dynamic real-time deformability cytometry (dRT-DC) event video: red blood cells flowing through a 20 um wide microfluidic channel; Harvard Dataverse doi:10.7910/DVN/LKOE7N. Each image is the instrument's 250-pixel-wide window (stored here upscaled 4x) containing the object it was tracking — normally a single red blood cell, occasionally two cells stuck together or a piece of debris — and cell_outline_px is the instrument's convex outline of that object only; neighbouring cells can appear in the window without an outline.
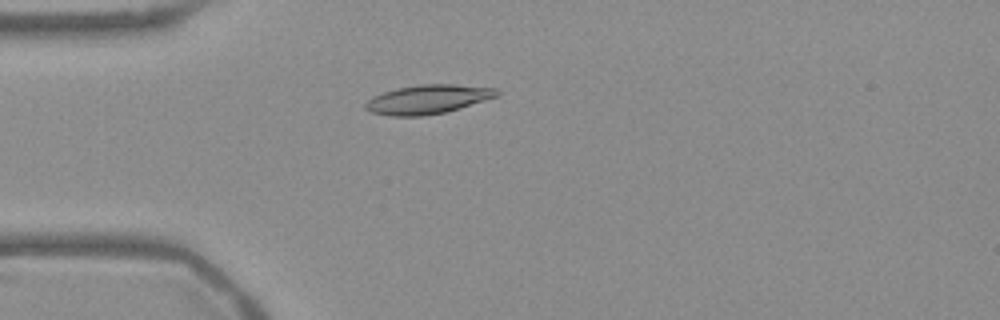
{"species": "Egyptian fruit bat (a non-hibernating species)", "species_latin": "Rousettus aegyptiacus", "temperature_condition": "warm", "stored_images_in_passage": 54, "camera_frame_rate_fps": 3000, "um_per_image_px": 0.085, "frame": {"image": 1, "passage_image": 15, "time_ms": 4.667, "image_size_px": [1000, 320], "cell_outline_px": [[500, 96], [460, 108], [444, 112], [420, 116], [392, 116], [368, 112], [364, 108], [364, 104], [372, 96], [396, 88], [420, 84], [456, 84], [496, 88], [500, 92]], "centroid_in_image_um": [36.37, 8.44], "position_along_channel_um": 48.6, "area_um2": 22.43}}
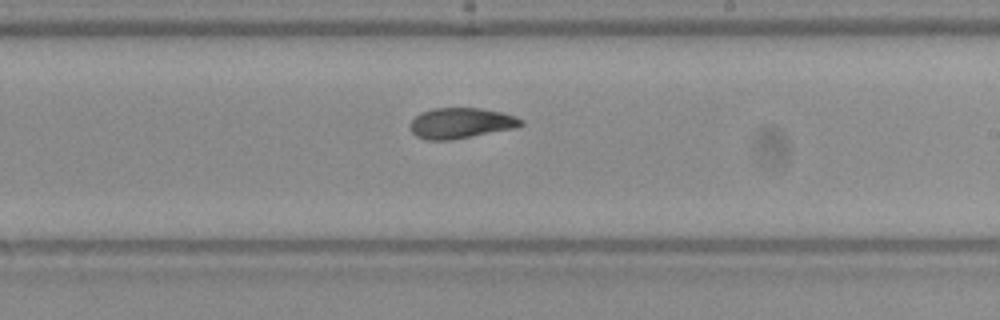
{"frame": {"image": 2, "passage_image": 32, "time_ms": 10.333, "image_size_px": [1000, 320], "cell_outline_px": [[524, 124], [516, 128], [452, 140], [424, 140], [416, 136], [408, 128], [408, 124], [420, 112], [432, 108], [480, 108], [500, 112], [524, 120]], "centroid_in_image_um": [39.13, 10.47], "position_along_channel_um": 249.9, "area_um2": 19.94}}
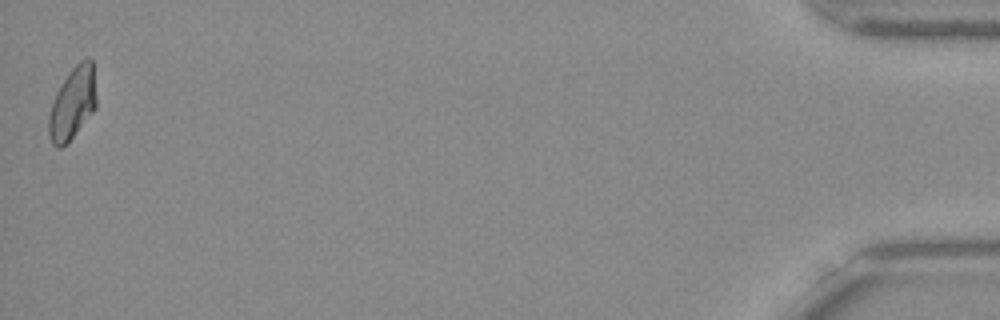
{"frame": {"image": 3, "passage_image": 54, "time_ms": 17.667, "image_size_px": [1000, 320], "cell_outline_px": [[96, 108], [72, 136], [60, 148], [56, 148], [52, 144], [48, 132], [48, 116], [56, 92], [72, 68], [80, 60], [88, 56], [92, 60], [96, 96]], "centroid_in_image_um": [6.16, 8.75], "position_along_channel_um": 429.0, "area_um2": 19.71}, "authors_computed_cell_mechanics": {"area_um2": 20.1722, "velocity_mm_per_s": 3.7624, "shape_relaxation_time_tau1_ms": null, "shape_relaxation_time_tau2_ms": 2.6858, "deformation_change_tau1": null, "deformation_change_tau2": 0.0827}}